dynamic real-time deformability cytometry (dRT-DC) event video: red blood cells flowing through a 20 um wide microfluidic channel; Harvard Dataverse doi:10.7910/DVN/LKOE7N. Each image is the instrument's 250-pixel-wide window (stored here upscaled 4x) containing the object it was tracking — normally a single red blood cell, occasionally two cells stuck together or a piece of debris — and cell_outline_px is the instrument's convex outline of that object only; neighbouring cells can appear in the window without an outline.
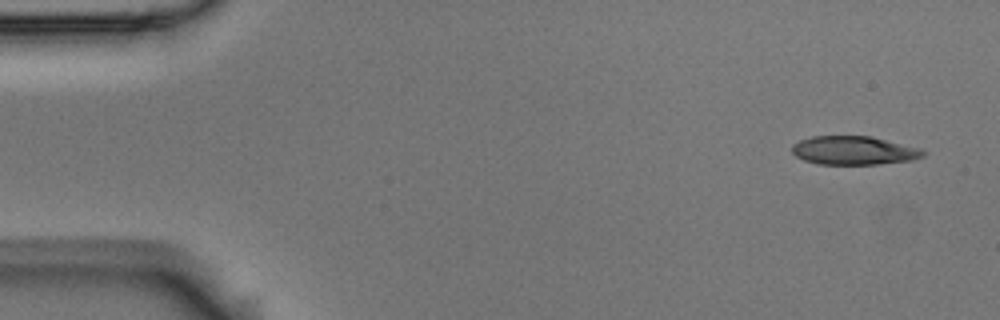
{"species": "Egyptian fruit bat (a non-hibernating species)", "species_latin": "Rousettus aegyptiacus", "temperature_condition": "room temperature", "stored_images_in_passage": 5, "camera_frame_rate_fps": 3000, "um_per_image_px": 0.085, "animal": {"sex": "male"}, "frame": {"image": 1, "passage_image": 1, "time_ms": 0.0, "image_size_px": [1000, 320], "cell_outline_px": [[928, 152], [924, 156], [912, 160], [876, 164], [820, 164], [804, 160], [796, 156], [792, 152], [792, 144], [800, 140], [812, 136], [872, 136], [920, 148]], "centroid_in_image_um": [72.6, 12.78], "position_along_channel_um": 12.4, "area_um2": 21.91}}